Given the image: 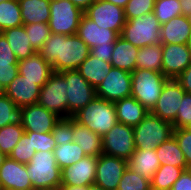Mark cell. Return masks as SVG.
<instances>
[{"label":"cell","instance_id":"cell-32","mask_svg":"<svg viewBox=\"0 0 191 190\" xmlns=\"http://www.w3.org/2000/svg\"><path fill=\"white\" fill-rule=\"evenodd\" d=\"M54 157L57 165L62 170L86 157L83 149L76 142L60 144L54 149Z\"/></svg>","mask_w":191,"mask_h":190},{"label":"cell","instance_id":"cell-38","mask_svg":"<svg viewBox=\"0 0 191 190\" xmlns=\"http://www.w3.org/2000/svg\"><path fill=\"white\" fill-rule=\"evenodd\" d=\"M30 38L32 48L38 52L50 37L51 31L48 23L23 24Z\"/></svg>","mask_w":191,"mask_h":190},{"label":"cell","instance_id":"cell-1","mask_svg":"<svg viewBox=\"0 0 191 190\" xmlns=\"http://www.w3.org/2000/svg\"><path fill=\"white\" fill-rule=\"evenodd\" d=\"M38 53L52 65L54 72L77 70L89 56L90 48L77 35L52 34Z\"/></svg>","mask_w":191,"mask_h":190},{"label":"cell","instance_id":"cell-56","mask_svg":"<svg viewBox=\"0 0 191 190\" xmlns=\"http://www.w3.org/2000/svg\"><path fill=\"white\" fill-rule=\"evenodd\" d=\"M187 47L190 51V54H191V28H190V35H189V39L187 40Z\"/></svg>","mask_w":191,"mask_h":190},{"label":"cell","instance_id":"cell-21","mask_svg":"<svg viewBox=\"0 0 191 190\" xmlns=\"http://www.w3.org/2000/svg\"><path fill=\"white\" fill-rule=\"evenodd\" d=\"M18 72L24 79L34 81L42 87L54 73L53 67L38 52L18 61Z\"/></svg>","mask_w":191,"mask_h":190},{"label":"cell","instance_id":"cell-36","mask_svg":"<svg viewBox=\"0 0 191 190\" xmlns=\"http://www.w3.org/2000/svg\"><path fill=\"white\" fill-rule=\"evenodd\" d=\"M24 132L22 125L10 124L0 128V152L9 156Z\"/></svg>","mask_w":191,"mask_h":190},{"label":"cell","instance_id":"cell-54","mask_svg":"<svg viewBox=\"0 0 191 190\" xmlns=\"http://www.w3.org/2000/svg\"><path fill=\"white\" fill-rule=\"evenodd\" d=\"M105 1H108L110 3H113L117 6H121L122 8H124L129 0H105Z\"/></svg>","mask_w":191,"mask_h":190},{"label":"cell","instance_id":"cell-43","mask_svg":"<svg viewBox=\"0 0 191 190\" xmlns=\"http://www.w3.org/2000/svg\"><path fill=\"white\" fill-rule=\"evenodd\" d=\"M172 124L174 129L183 127L191 128V93L184 94L177 111L176 119Z\"/></svg>","mask_w":191,"mask_h":190},{"label":"cell","instance_id":"cell-6","mask_svg":"<svg viewBox=\"0 0 191 190\" xmlns=\"http://www.w3.org/2000/svg\"><path fill=\"white\" fill-rule=\"evenodd\" d=\"M26 166L33 188H59L61 185V169L53 151L36 152Z\"/></svg>","mask_w":191,"mask_h":190},{"label":"cell","instance_id":"cell-42","mask_svg":"<svg viewBox=\"0 0 191 190\" xmlns=\"http://www.w3.org/2000/svg\"><path fill=\"white\" fill-rule=\"evenodd\" d=\"M155 0H129L124 7V15L126 20H130L154 10Z\"/></svg>","mask_w":191,"mask_h":190},{"label":"cell","instance_id":"cell-11","mask_svg":"<svg viewBox=\"0 0 191 190\" xmlns=\"http://www.w3.org/2000/svg\"><path fill=\"white\" fill-rule=\"evenodd\" d=\"M84 14L93 20L100 28L122 33L126 19L124 8L105 0H95L85 11Z\"/></svg>","mask_w":191,"mask_h":190},{"label":"cell","instance_id":"cell-20","mask_svg":"<svg viewBox=\"0 0 191 190\" xmlns=\"http://www.w3.org/2000/svg\"><path fill=\"white\" fill-rule=\"evenodd\" d=\"M89 48L98 45H108L115 43L120 36L116 31L99 27L93 20L89 19L85 14L81 17L79 27L76 33Z\"/></svg>","mask_w":191,"mask_h":190},{"label":"cell","instance_id":"cell-40","mask_svg":"<svg viewBox=\"0 0 191 190\" xmlns=\"http://www.w3.org/2000/svg\"><path fill=\"white\" fill-rule=\"evenodd\" d=\"M151 182L149 179L135 173L129 167L123 173L117 190H150Z\"/></svg>","mask_w":191,"mask_h":190},{"label":"cell","instance_id":"cell-22","mask_svg":"<svg viewBox=\"0 0 191 190\" xmlns=\"http://www.w3.org/2000/svg\"><path fill=\"white\" fill-rule=\"evenodd\" d=\"M191 28L190 17L183 15L170 19L161 25L160 35L162 44H187Z\"/></svg>","mask_w":191,"mask_h":190},{"label":"cell","instance_id":"cell-29","mask_svg":"<svg viewBox=\"0 0 191 190\" xmlns=\"http://www.w3.org/2000/svg\"><path fill=\"white\" fill-rule=\"evenodd\" d=\"M11 50L15 53L18 61L32 56L36 51L32 48L30 38L25 31L24 25L3 31Z\"/></svg>","mask_w":191,"mask_h":190},{"label":"cell","instance_id":"cell-60","mask_svg":"<svg viewBox=\"0 0 191 190\" xmlns=\"http://www.w3.org/2000/svg\"><path fill=\"white\" fill-rule=\"evenodd\" d=\"M3 34V31H2V29L0 28V36Z\"/></svg>","mask_w":191,"mask_h":190},{"label":"cell","instance_id":"cell-24","mask_svg":"<svg viewBox=\"0 0 191 190\" xmlns=\"http://www.w3.org/2000/svg\"><path fill=\"white\" fill-rule=\"evenodd\" d=\"M73 142H76L86 156L98 157L102 154V137L80 124L72 117Z\"/></svg>","mask_w":191,"mask_h":190},{"label":"cell","instance_id":"cell-7","mask_svg":"<svg viewBox=\"0 0 191 190\" xmlns=\"http://www.w3.org/2000/svg\"><path fill=\"white\" fill-rule=\"evenodd\" d=\"M84 11L71 0H50L49 28L52 34L75 35Z\"/></svg>","mask_w":191,"mask_h":190},{"label":"cell","instance_id":"cell-9","mask_svg":"<svg viewBox=\"0 0 191 190\" xmlns=\"http://www.w3.org/2000/svg\"><path fill=\"white\" fill-rule=\"evenodd\" d=\"M133 127L118 122L102 136V153L126 161L135 152Z\"/></svg>","mask_w":191,"mask_h":190},{"label":"cell","instance_id":"cell-3","mask_svg":"<svg viewBox=\"0 0 191 190\" xmlns=\"http://www.w3.org/2000/svg\"><path fill=\"white\" fill-rule=\"evenodd\" d=\"M173 132L174 127L171 122L149 112L138 125L133 127L135 148L156 150L158 146L173 136Z\"/></svg>","mask_w":191,"mask_h":190},{"label":"cell","instance_id":"cell-46","mask_svg":"<svg viewBox=\"0 0 191 190\" xmlns=\"http://www.w3.org/2000/svg\"><path fill=\"white\" fill-rule=\"evenodd\" d=\"M18 61L0 60V83L6 88L18 75Z\"/></svg>","mask_w":191,"mask_h":190},{"label":"cell","instance_id":"cell-31","mask_svg":"<svg viewBox=\"0 0 191 190\" xmlns=\"http://www.w3.org/2000/svg\"><path fill=\"white\" fill-rule=\"evenodd\" d=\"M136 68L162 72V43L139 48Z\"/></svg>","mask_w":191,"mask_h":190},{"label":"cell","instance_id":"cell-55","mask_svg":"<svg viewBox=\"0 0 191 190\" xmlns=\"http://www.w3.org/2000/svg\"><path fill=\"white\" fill-rule=\"evenodd\" d=\"M87 190H104V189L96 184H91L87 186Z\"/></svg>","mask_w":191,"mask_h":190},{"label":"cell","instance_id":"cell-53","mask_svg":"<svg viewBox=\"0 0 191 190\" xmlns=\"http://www.w3.org/2000/svg\"><path fill=\"white\" fill-rule=\"evenodd\" d=\"M59 190H87V186L60 185Z\"/></svg>","mask_w":191,"mask_h":190},{"label":"cell","instance_id":"cell-5","mask_svg":"<svg viewBox=\"0 0 191 190\" xmlns=\"http://www.w3.org/2000/svg\"><path fill=\"white\" fill-rule=\"evenodd\" d=\"M161 24L154 12L126 20L121 37L132 43L135 47L143 48L158 44L161 41Z\"/></svg>","mask_w":191,"mask_h":190},{"label":"cell","instance_id":"cell-59","mask_svg":"<svg viewBox=\"0 0 191 190\" xmlns=\"http://www.w3.org/2000/svg\"><path fill=\"white\" fill-rule=\"evenodd\" d=\"M5 158L6 156L0 152V166Z\"/></svg>","mask_w":191,"mask_h":190},{"label":"cell","instance_id":"cell-14","mask_svg":"<svg viewBox=\"0 0 191 190\" xmlns=\"http://www.w3.org/2000/svg\"><path fill=\"white\" fill-rule=\"evenodd\" d=\"M185 93L186 91L176 79H168L151 113L172 123L176 119L178 108Z\"/></svg>","mask_w":191,"mask_h":190},{"label":"cell","instance_id":"cell-52","mask_svg":"<svg viewBox=\"0 0 191 190\" xmlns=\"http://www.w3.org/2000/svg\"><path fill=\"white\" fill-rule=\"evenodd\" d=\"M78 8L85 11L95 0H71Z\"/></svg>","mask_w":191,"mask_h":190},{"label":"cell","instance_id":"cell-10","mask_svg":"<svg viewBox=\"0 0 191 190\" xmlns=\"http://www.w3.org/2000/svg\"><path fill=\"white\" fill-rule=\"evenodd\" d=\"M60 73L66 78L68 117H72L96 97V89L77 70Z\"/></svg>","mask_w":191,"mask_h":190},{"label":"cell","instance_id":"cell-26","mask_svg":"<svg viewBox=\"0 0 191 190\" xmlns=\"http://www.w3.org/2000/svg\"><path fill=\"white\" fill-rule=\"evenodd\" d=\"M128 167L142 177L151 180L160 167L156 150L136 149L128 160Z\"/></svg>","mask_w":191,"mask_h":190},{"label":"cell","instance_id":"cell-28","mask_svg":"<svg viewBox=\"0 0 191 190\" xmlns=\"http://www.w3.org/2000/svg\"><path fill=\"white\" fill-rule=\"evenodd\" d=\"M111 68L112 65L110 62L99 60L89 54V56L80 64L77 71L96 89L108 75Z\"/></svg>","mask_w":191,"mask_h":190},{"label":"cell","instance_id":"cell-57","mask_svg":"<svg viewBox=\"0 0 191 190\" xmlns=\"http://www.w3.org/2000/svg\"><path fill=\"white\" fill-rule=\"evenodd\" d=\"M32 190H59V188L40 187V188H33Z\"/></svg>","mask_w":191,"mask_h":190},{"label":"cell","instance_id":"cell-45","mask_svg":"<svg viewBox=\"0 0 191 190\" xmlns=\"http://www.w3.org/2000/svg\"><path fill=\"white\" fill-rule=\"evenodd\" d=\"M28 136H32V144L36 152L39 151H54L57 146L51 132L37 133L25 131Z\"/></svg>","mask_w":191,"mask_h":190},{"label":"cell","instance_id":"cell-47","mask_svg":"<svg viewBox=\"0 0 191 190\" xmlns=\"http://www.w3.org/2000/svg\"><path fill=\"white\" fill-rule=\"evenodd\" d=\"M114 49V43H108V45H98L93 48H90V55L103 60L105 62H110L112 52Z\"/></svg>","mask_w":191,"mask_h":190},{"label":"cell","instance_id":"cell-19","mask_svg":"<svg viewBox=\"0 0 191 190\" xmlns=\"http://www.w3.org/2000/svg\"><path fill=\"white\" fill-rule=\"evenodd\" d=\"M41 87L19 74L5 88V94L17 105L25 107L37 104Z\"/></svg>","mask_w":191,"mask_h":190},{"label":"cell","instance_id":"cell-15","mask_svg":"<svg viewBox=\"0 0 191 190\" xmlns=\"http://www.w3.org/2000/svg\"><path fill=\"white\" fill-rule=\"evenodd\" d=\"M191 64V54L186 44H162V73L176 79Z\"/></svg>","mask_w":191,"mask_h":190},{"label":"cell","instance_id":"cell-8","mask_svg":"<svg viewBox=\"0 0 191 190\" xmlns=\"http://www.w3.org/2000/svg\"><path fill=\"white\" fill-rule=\"evenodd\" d=\"M66 89V78L60 72H54L41 87L38 104L60 118L68 117Z\"/></svg>","mask_w":191,"mask_h":190},{"label":"cell","instance_id":"cell-37","mask_svg":"<svg viewBox=\"0 0 191 190\" xmlns=\"http://www.w3.org/2000/svg\"><path fill=\"white\" fill-rule=\"evenodd\" d=\"M153 12L161 25L176 16L182 15L179 0H156Z\"/></svg>","mask_w":191,"mask_h":190},{"label":"cell","instance_id":"cell-4","mask_svg":"<svg viewBox=\"0 0 191 190\" xmlns=\"http://www.w3.org/2000/svg\"><path fill=\"white\" fill-rule=\"evenodd\" d=\"M131 78V96L151 112L157 104L168 78L162 72L139 68L131 73Z\"/></svg>","mask_w":191,"mask_h":190},{"label":"cell","instance_id":"cell-16","mask_svg":"<svg viewBox=\"0 0 191 190\" xmlns=\"http://www.w3.org/2000/svg\"><path fill=\"white\" fill-rule=\"evenodd\" d=\"M60 119L58 115L37 104L22 107V127L25 131L52 132Z\"/></svg>","mask_w":191,"mask_h":190},{"label":"cell","instance_id":"cell-2","mask_svg":"<svg viewBox=\"0 0 191 190\" xmlns=\"http://www.w3.org/2000/svg\"><path fill=\"white\" fill-rule=\"evenodd\" d=\"M72 117L101 137L117 123L114 102L99 97H95Z\"/></svg>","mask_w":191,"mask_h":190},{"label":"cell","instance_id":"cell-44","mask_svg":"<svg viewBox=\"0 0 191 190\" xmlns=\"http://www.w3.org/2000/svg\"><path fill=\"white\" fill-rule=\"evenodd\" d=\"M173 136L185 156L187 166L191 168V128H176L174 129Z\"/></svg>","mask_w":191,"mask_h":190},{"label":"cell","instance_id":"cell-23","mask_svg":"<svg viewBox=\"0 0 191 190\" xmlns=\"http://www.w3.org/2000/svg\"><path fill=\"white\" fill-rule=\"evenodd\" d=\"M117 121L128 126L138 125L149 111L134 97L129 96L114 102Z\"/></svg>","mask_w":191,"mask_h":190},{"label":"cell","instance_id":"cell-27","mask_svg":"<svg viewBox=\"0 0 191 190\" xmlns=\"http://www.w3.org/2000/svg\"><path fill=\"white\" fill-rule=\"evenodd\" d=\"M23 24L49 23L50 0H18Z\"/></svg>","mask_w":191,"mask_h":190},{"label":"cell","instance_id":"cell-18","mask_svg":"<svg viewBox=\"0 0 191 190\" xmlns=\"http://www.w3.org/2000/svg\"><path fill=\"white\" fill-rule=\"evenodd\" d=\"M0 182L3 190H32L26 164L10 159L8 156L0 166Z\"/></svg>","mask_w":191,"mask_h":190},{"label":"cell","instance_id":"cell-48","mask_svg":"<svg viewBox=\"0 0 191 190\" xmlns=\"http://www.w3.org/2000/svg\"><path fill=\"white\" fill-rule=\"evenodd\" d=\"M170 190H191V168L183 170Z\"/></svg>","mask_w":191,"mask_h":190},{"label":"cell","instance_id":"cell-50","mask_svg":"<svg viewBox=\"0 0 191 190\" xmlns=\"http://www.w3.org/2000/svg\"><path fill=\"white\" fill-rule=\"evenodd\" d=\"M186 93H191V64L176 78Z\"/></svg>","mask_w":191,"mask_h":190},{"label":"cell","instance_id":"cell-30","mask_svg":"<svg viewBox=\"0 0 191 190\" xmlns=\"http://www.w3.org/2000/svg\"><path fill=\"white\" fill-rule=\"evenodd\" d=\"M156 154L160 165H173L183 170L189 169L185 156L174 136L158 146L156 148Z\"/></svg>","mask_w":191,"mask_h":190},{"label":"cell","instance_id":"cell-58","mask_svg":"<svg viewBox=\"0 0 191 190\" xmlns=\"http://www.w3.org/2000/svg\"><path fill=\"white\" fill-rule=\"evenodd\" d=\"M5 95V87L0 83V96Z\"/></svg>","mask_w":191,"mask_h":190},{"label":"cell","instance_id":"cell-51","mask_svg":"<svg viewBox=\"0 0 191 190\" xmlns=\"http://www.w3.org/2000/svg\"><path fill=\"white\" fill-rule=\"evenodd\" d=\"M181 5L182 15L186 17L191 16V0H179Z\"/></svg>","mask_w":191,"mask_h":190},{"label":"cell","instance_id":"cell-39","mask_svg":"<svg viewBox=\"0 0 191 190\" xmlns=\"http://www.w3.org/2000/svg\"><path fill=\"white\" fill-rule=\"evenodd\" d=\"M35 153L36 150L32 144V136H28L24 132L8 157L19 163L28 164Z\"/></svg>","mask_w":191,"mask_h":190},{"label":"cell","instance_id":"cell-25","mask_svg":"<svg viewBox=\"0 0 191 190\" xmlns=\"http://www.w3.org/2000/svg\"><path fill=\"white\" fill-rule=\"evenodd\" d=\"M139 48L119 36L114 43L110 63L112 67L132 73L136 69V58Z\"/></svg>","mask_w":191,"mask_h":190},{"label":"cell","instance_id":"cell-34","mask_svg":"<svg viewBox=\"0 0 191 190\" xmlns=\"http://www.w3.org/2000/svg\"><path fill=\"white\" fill-rule=\"evenodd\" d=\"M182 172L183 169L180 167L160 165L150 180L151 188L155 190H170Z\"/></svg>","mask_w":191,"mask_h":190},{"label":"cell","instance_id":"cell-12","mask_svg":"<svg viewBox=\"0 0 191 190\" xmlns=\"http://www.w3.org/2000/svg\"><path fill=\"white\" fill-rule=\"evenodd\" d=\"M131 73L112 67L105 79L96 88V97L115 102L131 96Z\"/></svg>","mask_w":191,"mask_h":190},{"label":"cell","instance_id":"cell-17","mask_svg":"<svg viewBox=\"0 0 191 190\" xmlns=\"http://www.w3.org/2000/svg\"><path fill=\"white\" fill-rule=\"evenodd\" d=\"M97 157L86 156L61 170V185L88 186L96 178Z\"/></svg>","mask_w":191,"mask_h":190},{"label":"cell","instance_id":"cell-49","mask_svg":"<svg viewBox=\"0 0 191 190\" xmlns=\"http://www.w3.org/2000/svg\"><path fill=\"white\" fill-rule=\"evenodd\" d=\"M0 60L18 61L15 53L11 50L9 43L3 34L0 36Z\"/></svg>","mask_w":191,"mask_h":190},{"label":"cell","instance_id":"cell-13","mask_svg":"<svg viewBox=\"0 0 191 190\" xmlns=\"http://www.w3.org/2000/svg\"><path fill=\"white\" fill-rule=\"evenodd\" d=\"M128 161L102 153L97 157L96 178L94 184L104 190H117Z\"/></svg>","mask_w":191,"mask_h":190},{"label":"cell","instance_id":"cell-33","mask_svg":"<svg viewBox=\"0 0 191 190\" xmlns=\"http://www.w3.org/2000/svg\"><path fill=\"white\" fill-rule=\"evenodd\" d=\"M23 25L21 8L18 0L0 2V28L5 31Z\"/></svg>","mask_w":191,"mask_h":190},{"label":"cell","instance_id":"cell-41","mask_svg":"<svg viewBox=\"0 0 191 190\" xmlns=\"http://www.w3.org/2000/svg\"><path fill=\"white\" fill-rule=\"evenodd\" d=\"M58 145L73 142L72 117L60 118L51 132Z\"/></svg>","mask_w":191,"mask_h":190},{"label":"cell","instance_id":"cell-35","mask_svg":"<svg viewBox=\"0 0 191 190\" xmlns=\"http://www.w3.org/2000/svg\"><path fill=\"white\" fill-rule=\"evenodd\" d=\"M10 124H22V107H17L5 94L0 96V128Z\"/></svg>","mask_w":191,"mask_h":190}]
</instances>
